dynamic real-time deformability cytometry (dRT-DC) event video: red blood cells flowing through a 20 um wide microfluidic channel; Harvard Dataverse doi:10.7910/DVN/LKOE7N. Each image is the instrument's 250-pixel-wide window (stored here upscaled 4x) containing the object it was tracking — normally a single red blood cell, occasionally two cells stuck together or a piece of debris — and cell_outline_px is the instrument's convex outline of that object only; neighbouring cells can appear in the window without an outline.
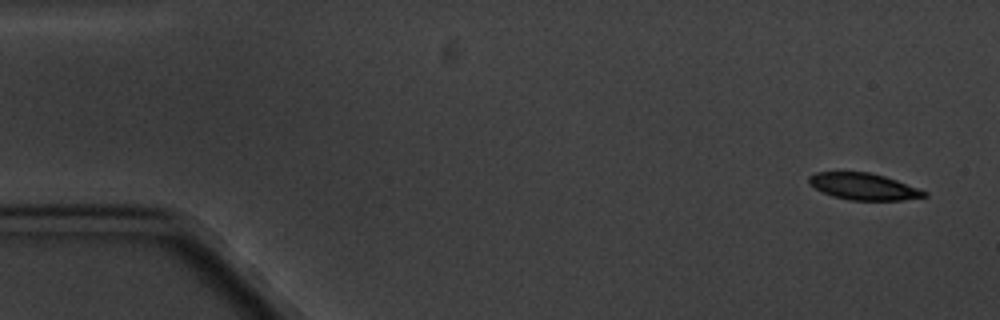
{"species": "common noctule bat (a hibernating species)", "species_latin": "Nyctalus noctula", "temperature_condition": "cold", "stored_images_in_passage": 5, "camera_frame_rate_fps": 3000, "um_per_image_px": 0.085, "animal": {"sex": "male", "body_mass_g": 20.1, "forearm_length_mm": 53.5}, "frame": {"image": 1, "passage_image": 1, "time_ms": 0.0, "image_size_px": [1000, 320], "cell_outline_px": [[928, 196], [904, 200], [852, 200], [832, 196], [816, 188], [808, 180], [808, 176], [816, 172], [868, 172], [884, 176], [896, 180], [928, 192]], "centroid_in_image_um": [73.43, 15.85], "position_along_channel_um": 11.6, "area_um2": 17.69}}
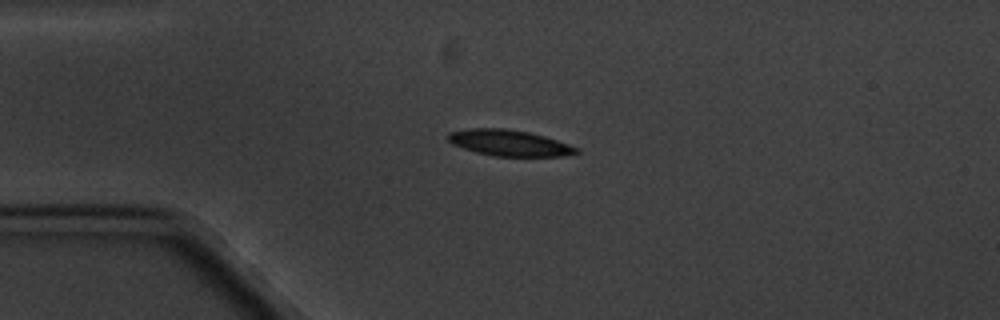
{"frame": {"image": 2, "passage_image": 4, "time_ms": 3.667, "image_size_px": [1000, 320], "cell_outline_px": [[580, 152], [560, 156], [492, 156], [476, 152], [452, 144], [448, 140], [448, 132], [468, 128], [504, 128], [528, 132], [544, 136], [580, 148]], "centroid_in_image_um": [43.27, 12.14], "position_along_channel_um": 41.7, "area_um2": 19.42}}